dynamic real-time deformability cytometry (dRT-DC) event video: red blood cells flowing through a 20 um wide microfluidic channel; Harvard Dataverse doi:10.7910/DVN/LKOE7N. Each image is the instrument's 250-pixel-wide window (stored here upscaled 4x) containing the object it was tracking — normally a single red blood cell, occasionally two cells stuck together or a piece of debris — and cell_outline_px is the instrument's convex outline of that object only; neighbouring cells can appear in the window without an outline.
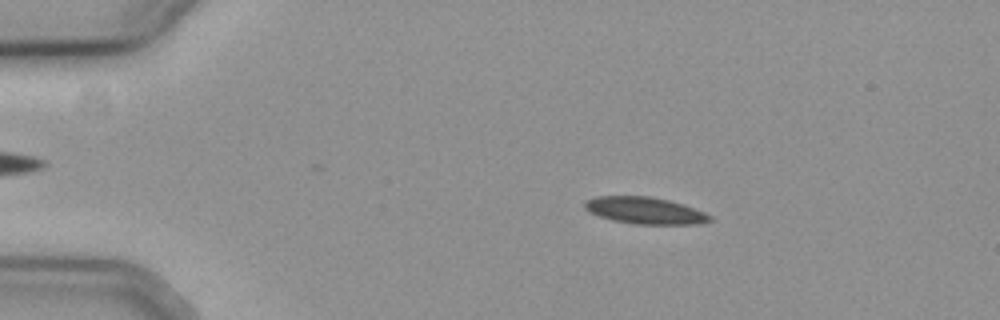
{"species": "common noctule bat (a hibernating species)", "species_latin": "Nyctalus noctula", "temperature_condition": "cold", "stored_images_in_passage": 45, "camera_frame_rate_fps": 3000, "um_per_image_px": 0.085, "animal": {"sex": "female", "body_mass_g": 19.3, "forearm_length_mm": 54.1}, "frame": {"image": 1, "passage_image": 11, "time_ms": 3.333, "image_size_px": [1000, 320], "cell_outline_px": [[712, 220], [700, 224], [636, 224], [616, 220], [600, 216], [584, 208], [584, 200], [596, 196], [648, 196], [668, 200], [684, 204], [704, 212], [712, 216]], "centroid_in_image_um": [54.85, 17.88], "position_along_channel_um": 30.2, "area_um2": 19.42}}
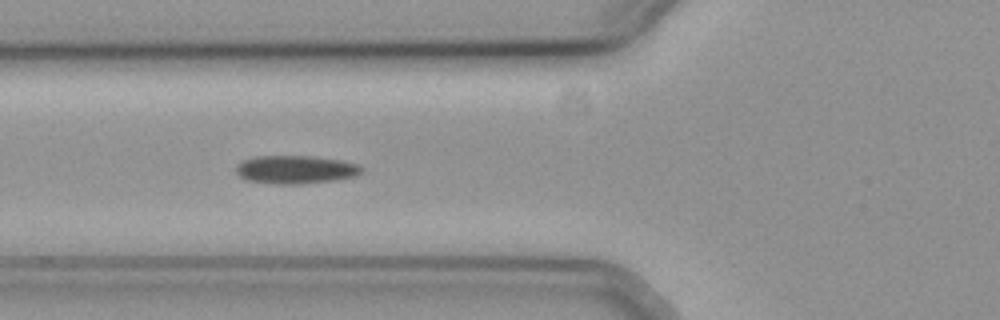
{"frame": {"image": 2, "passage_image": 22, "time_ms": 7.0, "image_size_px": [1000, 320], "cell_outline_px": [[364, 168], [356, 176], [332, 180], [300, 184], [276, 184], [248, 180], [240, 176], [236, 172], [236, 168], [244, 160], [256, 156], [316, 156], [340, 160], [356, 164]], "centroid_in_image_um": [25.14, 14.41], "position_along_channel_um": 100.7, "area_um2": 20.4}}
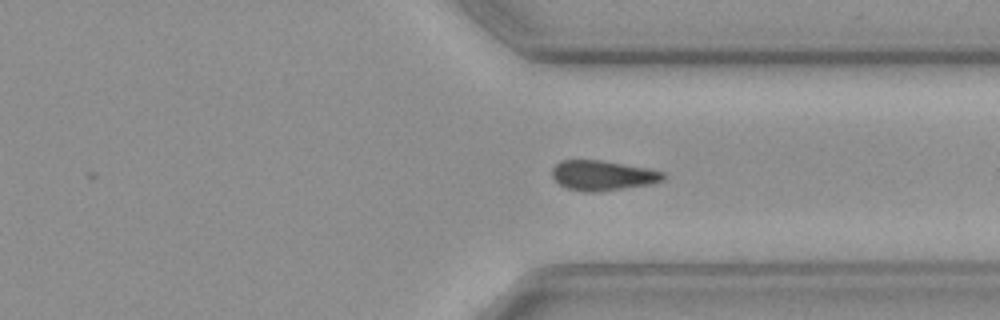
{"frame": {"image": 3, "passage_image": 43, "time_ms": 14.0, "image_size_px": [1000, 320], "cell_outline_px": [[664, 180], [652, 184], [596, 192], [584, 192], [568, 188], [560, 184], [552, 176], [552, 168], [560, 160], [600, 160], [648, 168], [664, 172]], "centroid_in_image_um": [51.23, 14.91], "position_along_channel_um": 360.2, "area_um2": 19.36}}